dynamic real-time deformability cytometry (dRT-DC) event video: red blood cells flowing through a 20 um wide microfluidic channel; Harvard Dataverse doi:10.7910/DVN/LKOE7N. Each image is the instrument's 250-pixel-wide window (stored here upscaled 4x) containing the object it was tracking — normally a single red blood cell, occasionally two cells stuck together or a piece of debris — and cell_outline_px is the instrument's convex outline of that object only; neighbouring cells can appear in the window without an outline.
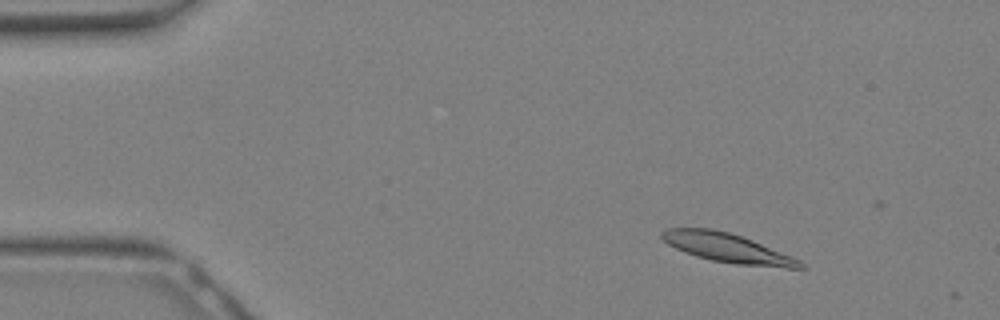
{"species": "Egyptian fruit bat (a non-hibernating species)", "species_latin": "Rousettus aegyptiacus", "temperature_condition": "warm", "stored_images_in_passage": 8, "camera_frame_rate_fps": 3000, "um_per_image_px": 0.085, "animal": {"sex": "female"}, "frame": {"image": 1, "passage_image": 3, "time_ms": 0.667, "image_size_px": [1000, 320], "cell_outline_px": [[808, 268], [784, 268], [736, 264], [712, 260], [696, 256], [684, 252], [668, 244], [660, 236], [660, 232], [668, 228], [712, 228], [728, 232], [752, 240], [792, 256], [800, 260]], "centroid_in_image_um": [61.84, 21.08], "position_along_channel_um": 23.2, "area_um2": 23.41}}